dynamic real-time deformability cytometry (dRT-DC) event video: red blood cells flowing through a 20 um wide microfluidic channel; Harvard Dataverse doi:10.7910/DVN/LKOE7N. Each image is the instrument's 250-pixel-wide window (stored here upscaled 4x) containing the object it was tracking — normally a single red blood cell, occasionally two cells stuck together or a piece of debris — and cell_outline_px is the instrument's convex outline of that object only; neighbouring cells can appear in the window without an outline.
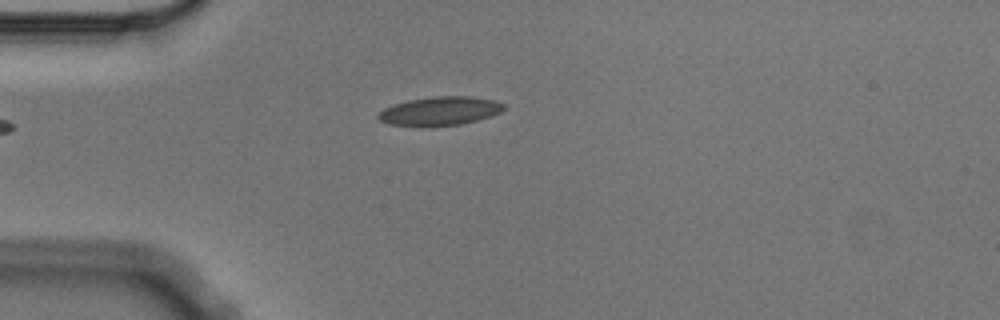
{"species": "Egyptian fruit bat (a non-hibernating species)", "species_latin": "Rousettus aegyptiacus", "temperature_condition": "cold", "stored_images_in_passage": 5, "camera_frame_rate_fps": 3000, "um_per_image_px": 0.085, "animal": {"sex": "male"}, "frame": {"image": 1, "passage_image": 5, "time_ms": 1.333, "image_size_px": [1000, 320], "cell_outline_px": [[508, 108], [492, 116], [460, 124], [424, 128], [420, 128], [388, 124], [380, 120], [376, 116], [384, 108], [392, 104], [408, 100], [436, 96], [468, 96], [496, 100], [504, 104]], "centroid_in_image_um": [37.38, 9.46], "position_along_channel_um": 47.6, "area_um2": 21.56}}